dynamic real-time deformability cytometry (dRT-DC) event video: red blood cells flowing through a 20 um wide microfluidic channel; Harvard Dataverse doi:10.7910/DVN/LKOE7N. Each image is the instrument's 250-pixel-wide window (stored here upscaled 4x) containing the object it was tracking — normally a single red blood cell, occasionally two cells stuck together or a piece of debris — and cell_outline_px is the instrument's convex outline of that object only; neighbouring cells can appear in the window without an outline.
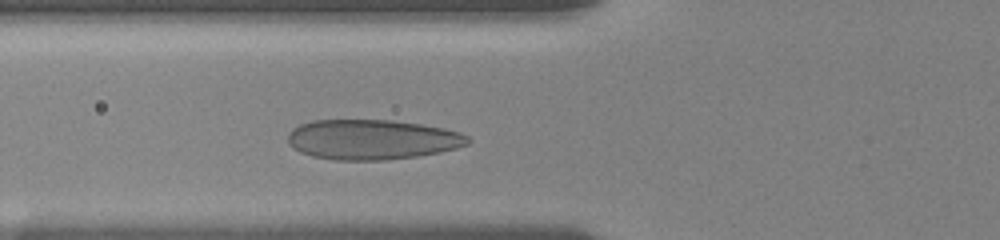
{"species": "human", "species_latin": "Homo sapiens", "temperature_condition": "room temperature", "stored_images_in_passage": 33, "camera_frame_rate_fps": 3000, "um_per_image_px": 0.085, "donor": {"sex": "female"}, "frame": {"image": 1, "passage_image": 17, "time_ms": 3.667, "image_size_px": [1000, 240], "cell_outline_px": [[472, 140], [468, 144], [456, 148], [440, 152], [416, 156], [384, 160], [336, 160], [312, 156], [300, 152], [292, 148], [288, 144], [288, 132], [292, 128], [300, 124], [312, 120], [392, 120], [420, 124], [444, 128], [460, 132], [468, 136]], "centroid_in_image_um": [31.61, 11.86], "position_along_channel_um": 94.2, "area_um2": 42.19}}
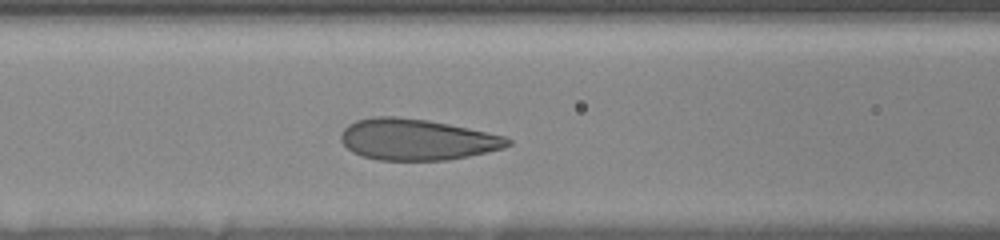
{"frame": {"image": 2, "passage_image": 23, "time_ms": 4.667, "image_size_px": [1000, 240], "cell_outline_px": [[512, 144], [504, 148], [468, 156], [448, 160], [380, 160], [364, 156], [352, 152], [340, 140], [340, 136], [344, 128], [348, 124], [356, 120], [372, 116], [396, 116], [428, 120], [468, 128], [504, 136], [512, 140]], "centroid_in_image_um": [35.42, 11.85], "position_along_channel_um": 131.2, "area_um2": 40.0}}
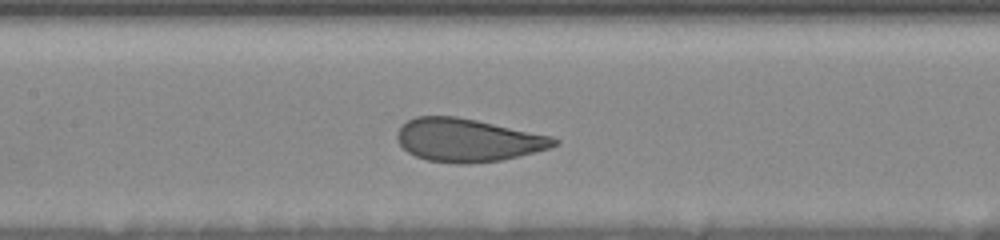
{"frame": {"image": 3, "passage_image": 29, "time_ms": 5.667, "image_size_px": [1000, 240], "cell_outline_px": [[560, 144], [548, 148], [520, 156], [500, 160], [468, 164], [460, 164], [428, 160], [416, 156], [408, 152], [396, 140], [396, 132], [400, 124], [416, 116], [456, 116], [476, 120], [552, 136], [560, 140]], "centroid_in_image_um": [39.74, 11.9], "position_along_channel_um": 167.7, "area_um2": 39.48}}